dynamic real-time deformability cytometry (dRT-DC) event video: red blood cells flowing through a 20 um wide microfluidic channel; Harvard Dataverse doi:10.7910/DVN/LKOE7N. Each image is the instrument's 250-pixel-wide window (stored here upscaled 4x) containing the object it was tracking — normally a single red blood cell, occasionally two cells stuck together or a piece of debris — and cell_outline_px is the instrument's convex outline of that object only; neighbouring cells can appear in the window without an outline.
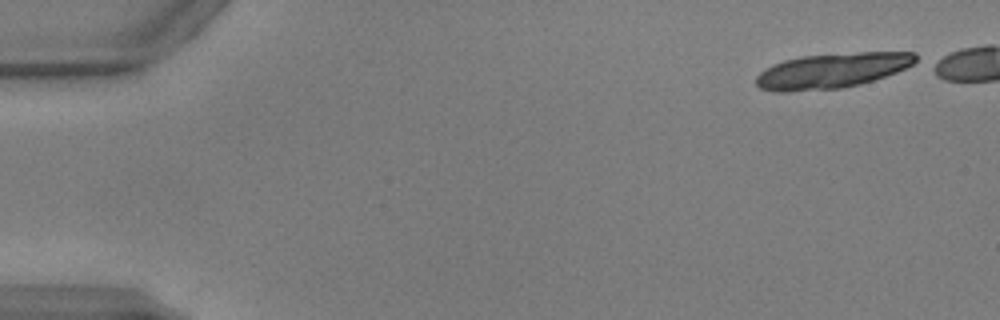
{"species": "common noctule bat (a hibernating species)", "species_latin": "Nyctalus noctula", "temperature_condition": "warm", "stored_images_in_passage": 16, "camera_frame_rate_fps": 3000, "um_per_image_px": 0.085, "animal": {"sex": "male", "body_mass_g": 17.9, "forearm_length_mm": 54.2}, "frame": {"image": 1, "passage_image": 1, "time_ms": 0.0, "image_size_px": [1000, 320], "cell_outline_px": [[916, 60], [912, 64], [896, 72], [860, 84], [844, 88], [788, 92], [776, 92], [760, 88], [756, 84], [756, 76], [764, 68], [772, 64], [784, 60], [800, 56], [860, 52], [916, 52]], "centroid_in_image_um": [70.66, 6.01], "position_along_channel_um": 14.3, "area_um2": 32.66}}